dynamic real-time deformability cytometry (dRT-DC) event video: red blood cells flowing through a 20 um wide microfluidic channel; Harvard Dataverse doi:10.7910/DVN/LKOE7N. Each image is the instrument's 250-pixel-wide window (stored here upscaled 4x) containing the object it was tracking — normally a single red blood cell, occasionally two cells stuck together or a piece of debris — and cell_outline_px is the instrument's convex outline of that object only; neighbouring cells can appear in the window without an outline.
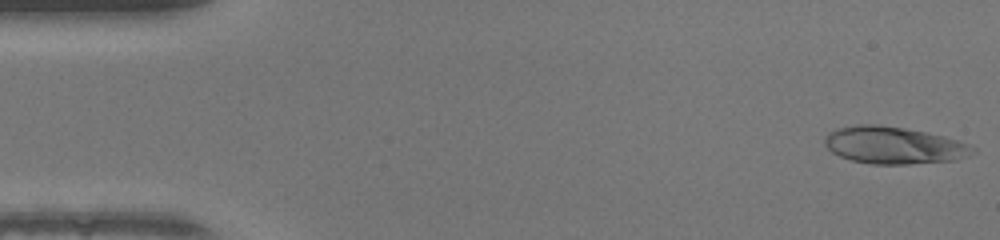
{"species": "human", "species_latin": "Homo sapiens", "temperature_condition": "warm", "stored_images_in_passage": 47, "camera_frame_rate_fps": 3000, "um_per_image_px": 0.085, "donor": {"sex": "female"}, "frame": {"image": 1, "passage_image": 1, "time_ms": 0.0, "image_size_px": [1000, 240], "cell_outline_px": [[976, 152], [968, 156], [956, 160], [908, 164], [872, 164], [852, 160], [840, 156], [832, 152], [824, 144], [824, 140], [828, 132], [836, 128], [856, 124], [880, 124], [904, 128], [944, 136], [972, 144], [976, 148]], "centroid_in_image_um": [75.99, 12.34], "position_along_channel_um": 9.0, "area_um2": 32.31}}
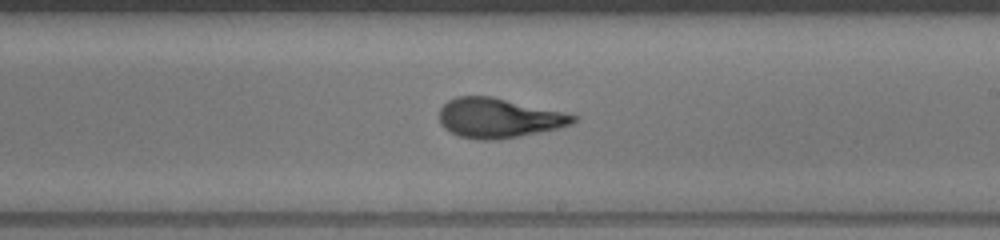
{"frame": {"image": 2, "passage_image": 27, "time_ms": 8.667, "image_size_px": [1000, 240], "cell_outline_px": [[580, 116], [572, 124], [540, 132], [500, 140], [480, 140], [460, 136], [444, 128], [440, 124], [440, 108], [448, 100], [456, 96], [492, 96]], "centroid_in_image_um": [42.37, 10.03], "position_along_channel_um": 246.6, "area_um2": 30.87}}
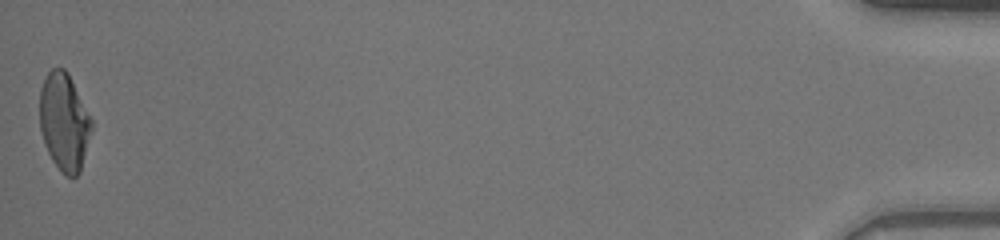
{"frame": {"image": 3, "passage_image": 47, "time_ms": 15.333, "image_size_px": [1000, 240], "cell_outline_px": [[92, 128], [80, 172], [76, 176], [68, 176], [52, 160], [44, 144], [40, 128], [40, 88], [48, 72], [52, 68], [64, 68], [68, 72], [92, 120]], "centroid_in_image_um": [5.45, 10.33], "position_along_channel_um": 429.8, "area_um2": 29.13}, "authors_computed_cell_mechanics": {"area_um2": 30.5762, "velocity_mm_per_s": 4.3268, "shape_relaxation_time_tau1_ms": 6.3998, "shape_relaxation_time_tau2_ms": 0.9405, "deformation_change_tau1": 0.2817, "deformation_change_tau2": 0.0877}}